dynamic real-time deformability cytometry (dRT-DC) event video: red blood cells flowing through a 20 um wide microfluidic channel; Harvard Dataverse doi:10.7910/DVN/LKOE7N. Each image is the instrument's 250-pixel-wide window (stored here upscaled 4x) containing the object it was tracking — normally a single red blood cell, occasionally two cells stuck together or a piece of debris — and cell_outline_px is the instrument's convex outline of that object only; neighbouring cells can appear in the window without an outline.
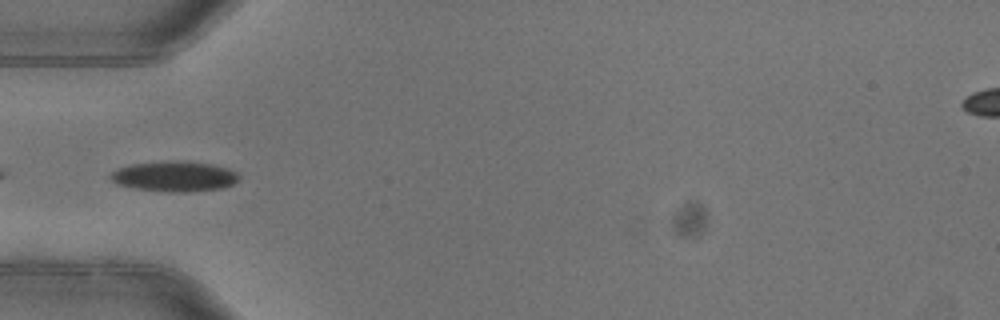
{"species": "common noctule bat (a hibernating species)", "species_latin": "Nyctalus noctula", "temperature_condition": "warm", "stored_images_in_passage": 5, "camera_frame_rate_fps": 3000, "um_per_image_px": 0.085, "animal": {"sex": "female"}, "frame": {"image": 1, "passage_image": 5, "time_ms": 1.333, "image_size_px": [1000, 320], "cell_outline_px": [[240, 176], [232, 184], [224, 188], [192, 192], [168, 192], [136, 188], [116, 184], [108, 176], [116, 168], [132, 164], [172, 160], [184, 160], [212, 164], [228, 168], [236, 172]], "centroid_in_image_um": [14.83, 14.98], "position_along_channel_um": 70.2, "area_um2": 22.95}}